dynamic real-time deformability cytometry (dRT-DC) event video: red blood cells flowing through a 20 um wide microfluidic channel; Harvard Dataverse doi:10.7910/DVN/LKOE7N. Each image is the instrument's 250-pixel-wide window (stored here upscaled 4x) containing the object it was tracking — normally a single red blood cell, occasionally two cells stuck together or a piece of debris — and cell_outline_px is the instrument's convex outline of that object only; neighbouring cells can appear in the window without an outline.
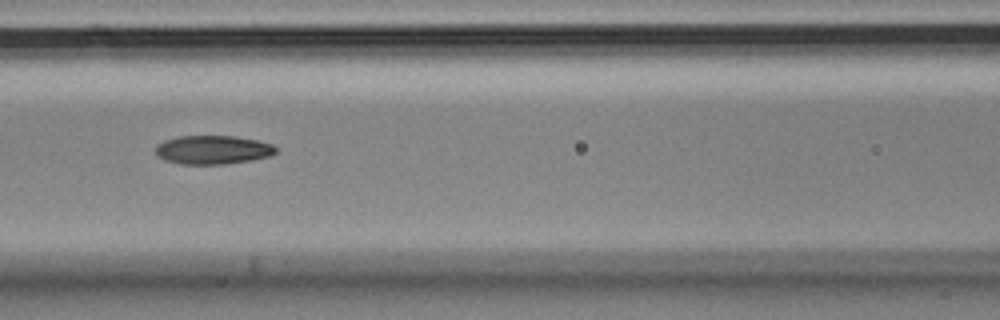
{"species": "Egyptian fruit bat (a non-hibernating species)", "species_latin": "Rousettus aegyptiacus", "temperature_condition": "cold", "stored_images_in_passage": 12, "camera_frame_rate_fps": 3000, "um_per_image_px": 0.085, "animal": {"sex": "male"}, "frame": {"image": 1, "passage_image": 3, "time_ms": 0.667, "image_size_px": [1000, 320], "cell_outline_px": [[276, 152], [268, 156], [252, 160], [224, 164], [180, 164], [164, 160], [156, 156], [156, 144], [164, 140], [180, 136], [232, 136], [256, 140], [272, 144], [276, 148]], "centroid_in_image_um": [18.04, 12.74], "position_along_channel_um": 148.6, "area_um2": 20.11}}
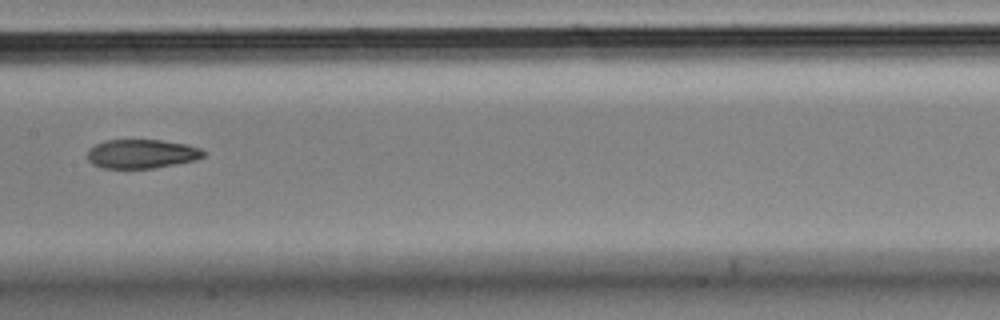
{"frame": {"image": 2, "passage_image": 4, "time_ms": 1.0, "image_size_px": [1000, 320], "cell_outline_px": [[204, 156], [196, 160], [176, 164], [152, 168], [104, 168], [92, 164], [88, 160], [88, 152], [96, 144], [108, 140], [160, 140], [184, 144], [200, 148], [204, 152]], "centroid_in_image_um": [12.05, 13.08], "position_along_channel_um": 195.4, "area_um2": 19.36}}
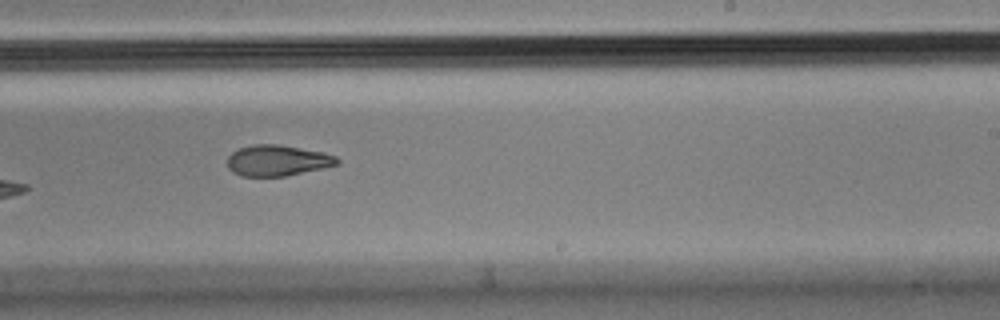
{"frame": {"image": 3, "passage_image": 6, "time_ms": 1.667, "image_size_px": [1000, 320], "cell_outline_px": [[340, 164], [324, 168], [284, 176], [240, 176], [232, 172], [228, 168], [228, 156], [232, 152], [240, 148], [252, 144], [276, 144], [324, 152], [336, 156], [340, 160]], "centroid_in_image_um": [23.59, 13.64], "position_along_channel_um": 265.4, "area_um2": 19.83}}